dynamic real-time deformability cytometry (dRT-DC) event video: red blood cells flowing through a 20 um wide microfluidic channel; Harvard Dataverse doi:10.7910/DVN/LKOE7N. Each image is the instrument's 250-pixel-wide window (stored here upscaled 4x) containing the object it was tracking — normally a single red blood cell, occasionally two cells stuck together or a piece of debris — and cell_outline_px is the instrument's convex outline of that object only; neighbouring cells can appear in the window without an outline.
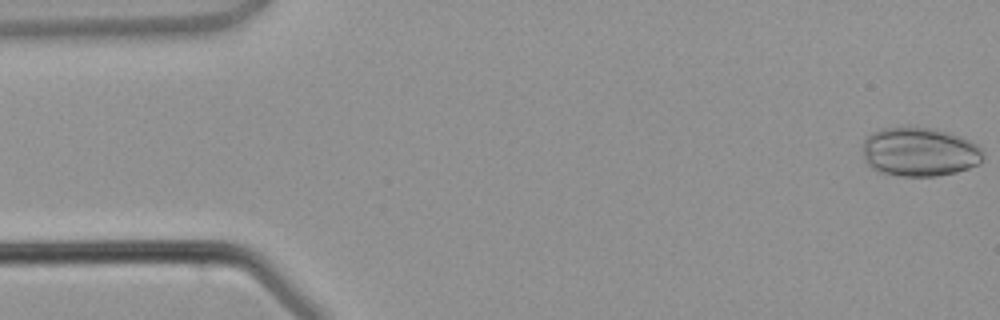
{"species": "common noctule bat (a hibernating species)", "species_latin": "Nyctalus noctula", "temperature_condition": "warm", "stored_images_in_passage": 3, "camera_frame_rate_fps": 3000, "um_per_image_px": 0.085, "animal": {"sex": "male", "body_mass_g": 21.5, "forearm_length_mm": 52.0}, "frame": {"image": 1, "passage_image": 1, "time_ms": 0.0, "image_size_px": [1000, 320], "cell_outline_px": [[984, 156], [980, 164], [956, 172], [936, 176], [900, 176], [880, 172], [872, 168], [864, 160], [864, 140], [872, 132], [880, 128], [908, 124], [948, 132], [960, 136], [976, 144], [980, 148]], "centroid_in_image_um": [78.14, 12.88], "position_along_channel_um": 6.9, "area_um2": 34.85}}